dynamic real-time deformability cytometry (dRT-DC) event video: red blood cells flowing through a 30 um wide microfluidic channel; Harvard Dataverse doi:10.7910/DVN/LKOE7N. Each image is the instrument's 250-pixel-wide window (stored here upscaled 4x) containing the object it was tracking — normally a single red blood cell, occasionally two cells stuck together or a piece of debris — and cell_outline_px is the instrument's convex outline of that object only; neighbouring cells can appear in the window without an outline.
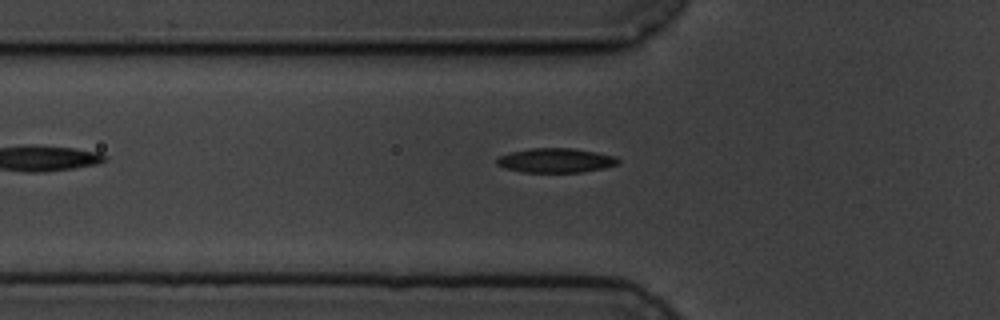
{"species": "common noctule bat (a hibernating species)", "species_latin": "Nyctalus noctula", "temperature_condition": "cold", "stored_images_in_passage": 7, "camera_frame_rate_fps": 3000, "um_per_image_px": 0.085, "animal": {"sex": "male", "body_mass_g": 19.5, "forearm_length_mm": 54.6}, "frame": {"image": 1, "passage_image": 6, "time_ms": 6.0, "image_size_px": [1000, 320], "cell_outline_px": [[620, 164], [604, 168], [580, 172], [524, 172], [504, 168], [496, 164], [496, 156], [512, 152], [532, 148], [572, 148], [596, 152], [616, 156], [620, 160]], "centroid_in_image_um": [47.24, 13.63], "position_along_channel_um": 78.6, "area_um2": 17.34}}
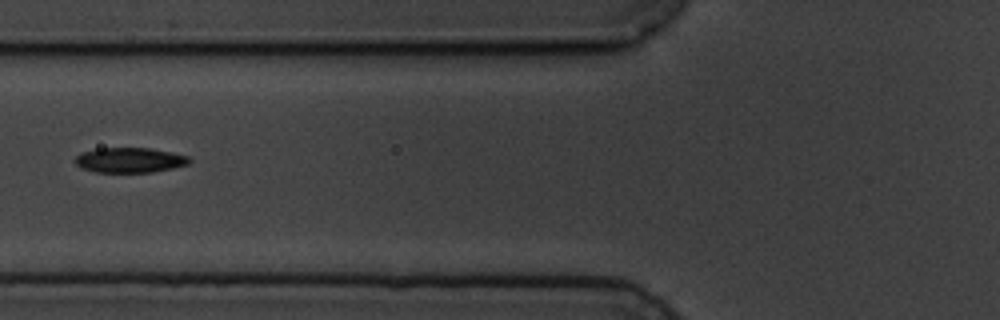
{"frame": {"image": 2, "passage_image": 7, "time_ms": 7.0, "image_size_px": [1000, 320], "cell_outline_px": [[192, 160], [188, 164], [172, 168], [152, 172], [96, 172], [80, 168], [76, 164], [76, 156], [80, 152], [96, 148], [152, 148], [172, 152], [188, 156]], "centroid_in_image_um": [11.02, 13.6], "position_along_channel_um": 114.8, "area_um2": 16.76}}